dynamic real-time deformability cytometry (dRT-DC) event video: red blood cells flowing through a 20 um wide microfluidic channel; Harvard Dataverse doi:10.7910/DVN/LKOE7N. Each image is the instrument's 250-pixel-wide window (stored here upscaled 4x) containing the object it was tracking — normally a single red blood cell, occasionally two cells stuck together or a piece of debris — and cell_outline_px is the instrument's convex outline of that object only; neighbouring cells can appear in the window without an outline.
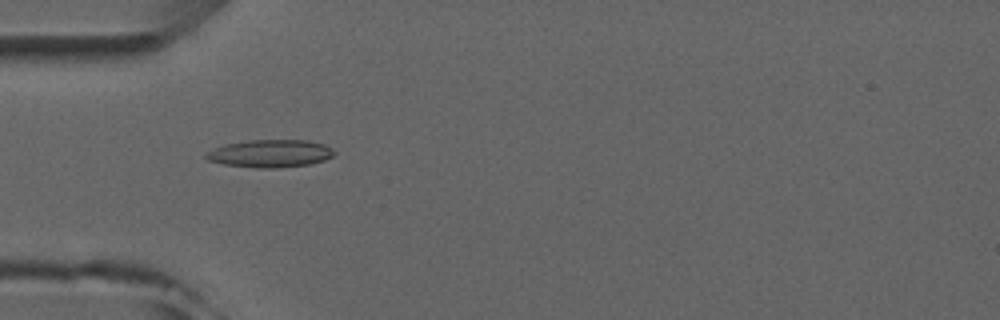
{"species": "common noctule bat (a hibernating species)", "species_latin": "Nyctalus noctula", "temperature_condition": "room temperature", "stored_images_in_passage": 4, "camera_frame_rate_fps": 3000, "um_per_image_px": 0.085, "animal": {"sex": "male", "forearm_length_mm": 52.5}, "frame": {"image": 1, "passage_image": 3, "time_ms": 2.333, "image_size_px": [1000, 320], "cell_outline_px": [[336, 152], [332, 156], [324, 160], [308, 164], [276, 168], [256, 168], [224, 164], [208, 160], [204, 156], [204, 152], [224, 144], [252, 140], [308, 140], [324, 144], [332, 148]], "centroid_in_image_um": [22.95, 13.04], "position_along_channel_um": 62.1, "area_um2": 20.69}}
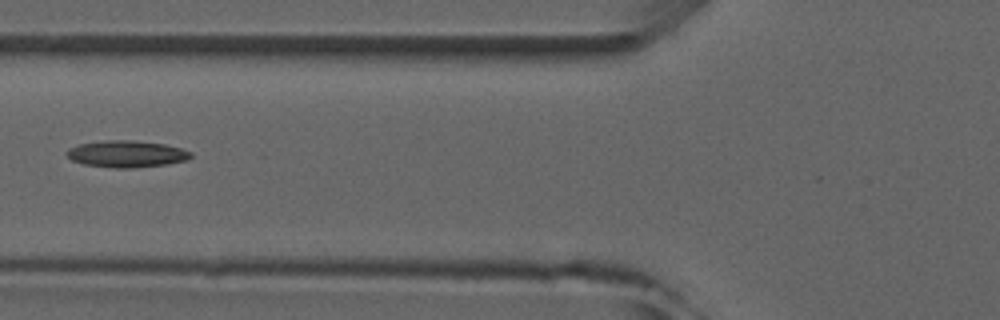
{"frame": {"image": 2, "passage_image": 4, "time_ms": 3.667, "image_size_px": [1000, 320], "cell_outline_px": [[192, 156], [188, 160], [168, 164], [132, 168], [112, 168], [84, 164], [72, 160], [64, 152], [68, 148], [80, 144], [104, 140], [132, 140], [164, 144], [180, 148], [192, 152]], "centroid_in_image_um": [10.76, 13.09], "position_along_channel_um": 115.0, "area_um2": 19.42}}